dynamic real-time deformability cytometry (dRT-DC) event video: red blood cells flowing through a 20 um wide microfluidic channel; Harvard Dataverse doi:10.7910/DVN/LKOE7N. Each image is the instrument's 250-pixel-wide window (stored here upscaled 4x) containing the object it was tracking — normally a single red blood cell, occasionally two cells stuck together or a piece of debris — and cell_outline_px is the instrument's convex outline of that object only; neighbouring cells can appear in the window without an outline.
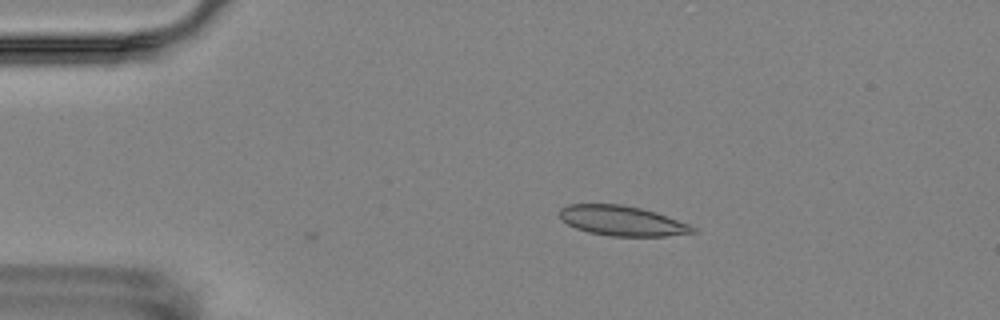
{"species": "Egyptian fruit bat (a non-hibernating species)", "species_latin": "Rousettus aegyptiacus", "temperature_condition": "room temperature", "stored_images_in_passage": 3, "camera_frame_rate_fps": 3000, "um_per_image_px": 0.085, "animal": {"sex": "female"}, "frame": {"image": 1, "passage_image": 3, "time_ms": 2.333, "image_size_px": [1000, 320], "cell_outline_px": [[696, 232], [664, 236], [608, 236], [588, 232], [576, 228], [560, 220], [560, 208], [568, 204], [620, 204], [640, 208], [656, 212], [688, 224], [696, 228]], "centroid_in_image_um": [52.84, 18.76], "position_along_channel_um": 32.2, "area_um2": 23.18}}